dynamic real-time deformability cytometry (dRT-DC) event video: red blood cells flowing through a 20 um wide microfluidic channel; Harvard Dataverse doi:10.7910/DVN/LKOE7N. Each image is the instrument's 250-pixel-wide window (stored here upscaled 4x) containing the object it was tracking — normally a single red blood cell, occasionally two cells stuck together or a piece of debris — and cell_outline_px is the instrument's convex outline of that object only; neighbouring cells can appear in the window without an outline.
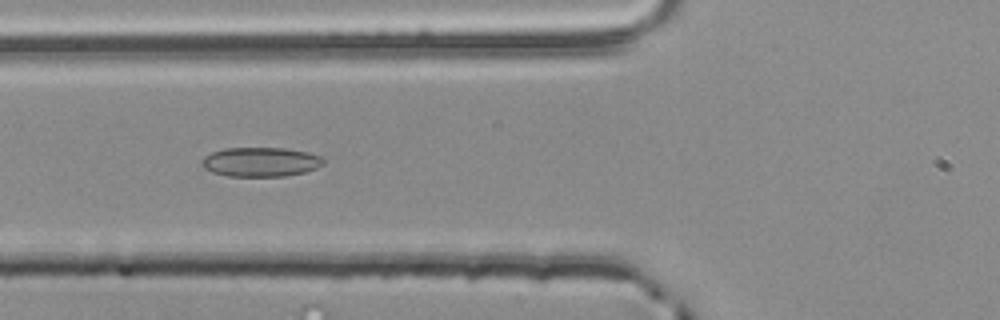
{"species": "common noctule bat (a hibernating species)", "species_latin": "Nyctalus noctula", "temperature_condition": "room temperature", "stored_images_in_passage": 14, "camera_frame_rate_fps": 3000, "um_per_image_px": 0.085, "animal": {"sex": "male", "body_mass_g": 20.4}, "frame": {"image": 1, "passage_image": 7, "time_ms": 2.0, "image_size_px": [1000, 320], "cell_outline_px": [[324, 164], [316, 168], [304, 172], [284, 176], [228, 176], [212, 172], [204, 168], [200, 164], [200, 160], [204, 156], [212, 152], [224, 148], [284, 148], [308, 152], [320, 156], [324, 160]], "centroid_in_image_um": [22.12, 13.76], "position_along_channel_um": 103.7, "area_um2": 20.87}}
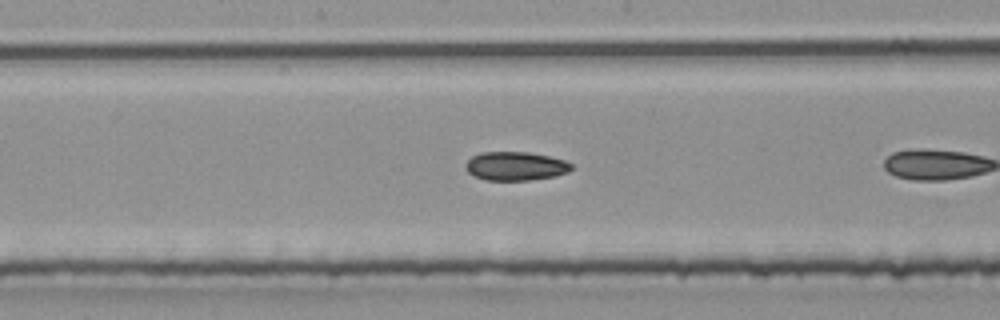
{"frame": {"image": 2, "passage_image": 12, "time_ms": 3.667, "image_size_px": [1000, 320], "cell_outline_px": [[572, 168], [568, 172], [556, 176], [528, 180], [484, 180], [468, 172], [464, 168], [464, 164], [472, 156], [480, 152], [528, 152], [548, 156], [564, 160], [572, 164]], "centroid_in_image_um": [43.8, 14.12], "position_along_channel_um": 204.4, "area_um2": 17.74}}